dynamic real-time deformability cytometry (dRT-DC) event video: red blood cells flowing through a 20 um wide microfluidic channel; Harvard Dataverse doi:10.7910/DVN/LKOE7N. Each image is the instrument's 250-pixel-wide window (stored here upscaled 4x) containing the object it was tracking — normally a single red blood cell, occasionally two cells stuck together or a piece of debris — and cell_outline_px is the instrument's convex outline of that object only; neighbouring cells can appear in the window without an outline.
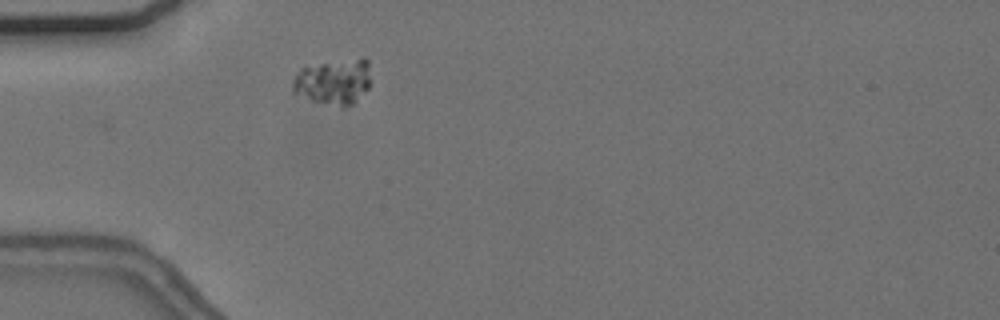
{"species": "common noctule bat (a hibernating species)", "species_latin": "Nyctalus noctula", "temperature_condition": "cold", "stored_images_in_passage": 38, "camera_frame_rate_fps": 3000, "um_per_image_px": 0.085, "animal": {"sex": "female", "body_mass_g": 24.6, "forearm_length_mm": 56.2}, "frame": {"image": 1, "passage_image": 1, "time_ms": 0.0, "image_size_px": [1000, 320], "cell_outline_px": [[372, 84], [352, 104], [340, 104], [312, 100], [292, 92], [292, 80], [300, 68], [360, 56], [364, 56], [368, 60], [372, 80]], "centroid_in_image_um": [28.4, 6.87], "position_along_channel_um": 56.6, "area_um2": 20.63}}